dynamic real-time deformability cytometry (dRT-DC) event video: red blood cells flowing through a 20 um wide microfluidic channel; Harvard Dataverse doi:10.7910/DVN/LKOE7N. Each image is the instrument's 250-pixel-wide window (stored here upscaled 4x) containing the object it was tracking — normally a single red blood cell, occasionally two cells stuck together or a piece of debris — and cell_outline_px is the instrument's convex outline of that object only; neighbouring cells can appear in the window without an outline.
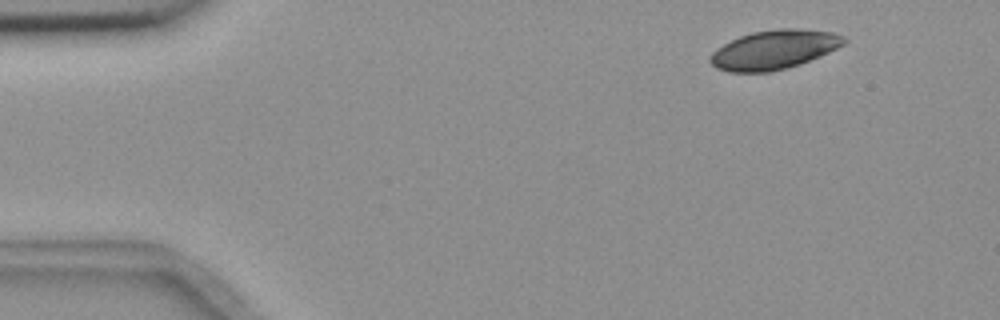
{"species": "common noctule bat (a hibernating species)", "species_latin": "Nyctalus noctula", "temperature_condition": "room temperature", "stored_images_in_passage": 3, "camera_frame_rate_fps": 3000, "um_per_image_px": 0.085, "animal": {"sex": "female", "body_mass_g": 18.4}, "frame": {"image": 1, "passage_image": 1, "time_ms": 0.0, "image_size_px": [1000, 320], "cell_outline_px": [[848, 40], [844, 44], [820, 56], [800, 64], [788, 68], [772, 72], [728, 72], [716, 68], [708, 60], [712, 52], [716, 48], [740, 36], [752, 32], [780, 28], [796, 28], [832, 32], [844, 36]], "centroid_in_image_um": [65.79, 4.23], "position_along_channel_um": 19.2, "area_um2": 30.58}}
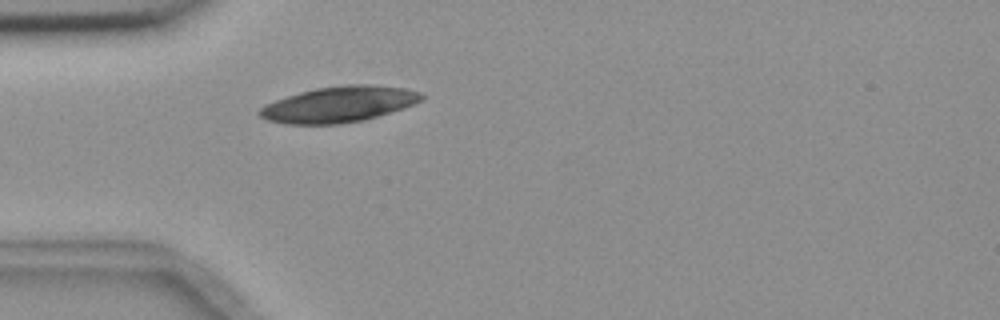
{"frame": {"image": 2, "passage_image": 3, "time_ms": 3.333, "image_size_px": [1000, 320], "cell_outline_px": [[424, 96], [420, 100], [404, 108], [364, 120], [340, 124], [284, 124], [268, 120], [260, 116], [256, 112], [264, 104], [300, 92], [316, 88], [344, 84], [372, 84], [404, 88], [420, 92]], "centroid_in_image_um": [28.78, 8.87], "position_along_channel_um": 56.2, "area_um2": 33.81}}